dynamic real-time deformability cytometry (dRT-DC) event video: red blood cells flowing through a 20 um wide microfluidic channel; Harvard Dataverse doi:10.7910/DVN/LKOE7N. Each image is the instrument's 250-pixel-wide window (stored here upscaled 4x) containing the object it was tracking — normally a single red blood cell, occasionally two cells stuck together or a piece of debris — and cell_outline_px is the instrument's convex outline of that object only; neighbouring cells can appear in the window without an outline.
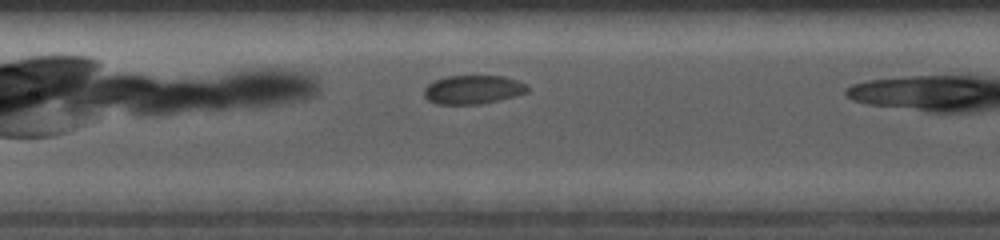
{"species": "common noctule bat (a hibernating species)", "species_latin": "Nyctalus noctula", "temperature_condition": "cold", "stored_images_in_passage": 35, "camera_frame_rate_fps": 5000, "um_per_image_px": 0.085, "animal": {"sex": "female", "body_mass_g": 19.0, "forearm_length_mm": 56.7}, "frame": {"image": 1, "passage_image": 15, "time_ms": 3.2, "image_size_px": [1000, 240], "cell_outline_px": [[528, 92], [516, 96], [500, 100], [480, 104], [436, 104], [428, 100], [424, 96], [424, 88], [428, 84], [436, 80], [448, 76], [504, 76], [528, 84]], "centroid_in_image_um": [40.22, 7.62], "position_along_channel_um": 167.2, "area_um2": 17.4}}